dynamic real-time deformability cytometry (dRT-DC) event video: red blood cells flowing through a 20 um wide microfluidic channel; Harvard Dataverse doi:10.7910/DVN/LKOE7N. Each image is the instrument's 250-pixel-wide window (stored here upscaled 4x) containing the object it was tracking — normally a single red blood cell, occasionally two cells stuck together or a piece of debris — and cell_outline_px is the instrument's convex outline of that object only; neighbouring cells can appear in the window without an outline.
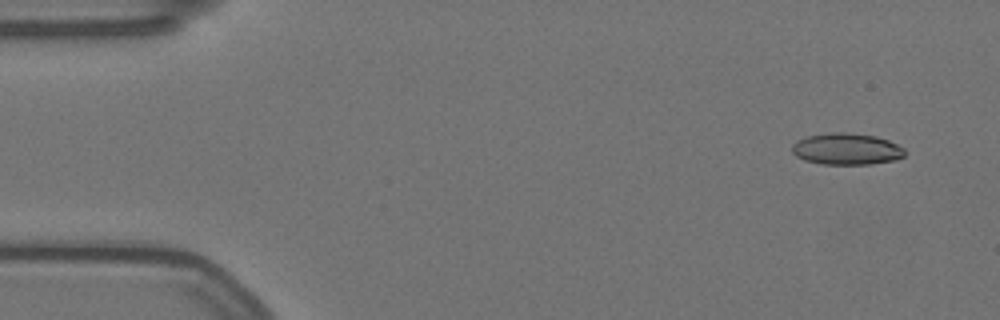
{"species": "Egyptian fruit bat (a non-hibernating species)", "species_latin": "Rousettus aegyptiacus", "temperature_condition": "warm", "stored_images_in_passage": 17, "camera_frame_rate_fps": 3000, "um_per_image_px": 0.085, "animal": {"sex": "female"}, "frame": {"image": 1, "passage_image": 4, "time_ms": 1.0, "image_size_px": [1000, 320], "cell_outline_px": [[904, 156], [896, 160], [872, 164], [820, 164], [804, 160], [796, 156], [792, 152], [792, 144], [796, 140], [808, 136], [836, 132], [844, 132], [876, 136], [888, 140], [904, 148]], "centroid_in_image_um": [71.95, 12.67], "position_along_channel_um": 13.1, "area_um2": 20.75}}
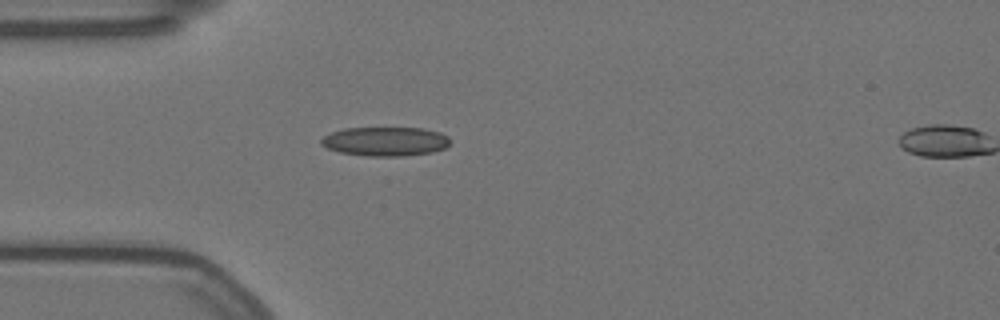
{"frame": {"image": 2, "passage_image": 16, "time_ms": 5.0, "image_size_px": [1000, 320], "cell_outline_px": [[448, 144], [444, 148], [432, 152], [404, 156], [368, 156], [340, 152], [328, 148], [320, 144], [320, 140], [324, 136], [332, 132], [344, 128], [424, 128], [440, 132], [448, 136]], "centroid_in_image_um": [32.74, 12.02], "position_along_channel_um": 52.3, "area_um2": 21.79}}